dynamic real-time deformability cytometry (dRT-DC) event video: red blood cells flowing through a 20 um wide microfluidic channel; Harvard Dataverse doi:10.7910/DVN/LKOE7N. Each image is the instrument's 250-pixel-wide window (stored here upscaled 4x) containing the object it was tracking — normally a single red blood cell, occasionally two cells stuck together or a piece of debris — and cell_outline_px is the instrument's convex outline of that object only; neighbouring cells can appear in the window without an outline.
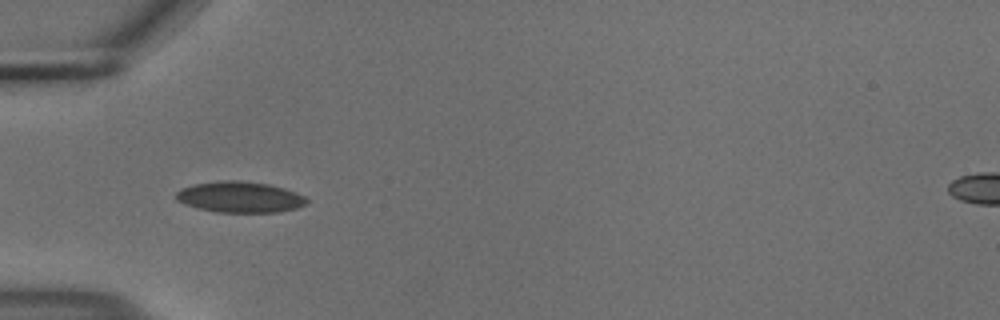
{"species": "common noctule bat (a hibernating species)", "species_latin": "Nyctalus noctula", "temperature_condition": "cold", "stored_images_in_passage": 14, "camera_frame_rate_fps": 3000, "um_per_image_px": 0.085, "animal": {"sex": "male", "body_mass_g": 18.8}, "frame": {"image": 1, "passage_image": 5, "time_ms": 1.333, "image_size_px": [1000, 320], "cell_outline_px": [[308, 200], [304, 204], [296, 208], [280, 212], [216, 212], [184, 204], [176, 200], [176, 192], [180, 188], [192, 184], [220, 180], [240, 180], [268, 184], [284, 188], [296, 192], [304, 196]], "centroid_in_image_um": [20.36, 16.74], "position_along_channel_um": 64.6, "area_um2": 23.64}}
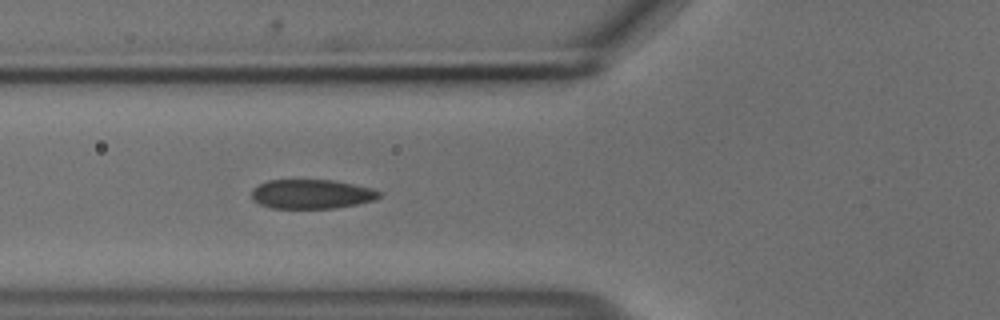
{"frame": {"image": 2, "passage_image": 8, "time_ms": 2.333, "image_size_px": [1000, 320], "cell_outline_px": [[384, 192], [376, 200], [356, 204], [332, 208], [272, 208], [260, 204], [252, 200], [252, 192], [260, 184], [268, 180], [332, 180], [372, 188]], "centroid_in_image_um": [26.52, 16.5], "position_along_channel_um": 99.3, "area_um2": 21.68}}